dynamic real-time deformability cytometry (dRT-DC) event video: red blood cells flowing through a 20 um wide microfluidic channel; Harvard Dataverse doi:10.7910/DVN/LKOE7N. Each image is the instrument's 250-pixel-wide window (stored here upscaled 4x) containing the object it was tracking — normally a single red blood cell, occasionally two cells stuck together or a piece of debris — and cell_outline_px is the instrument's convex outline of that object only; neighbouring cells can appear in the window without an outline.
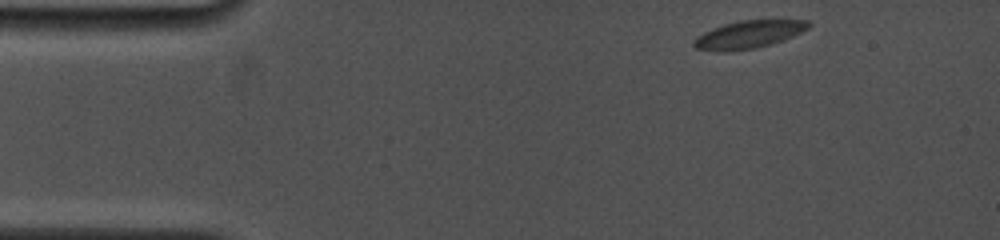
{"species": "common noctule bat (a hibernating species)", "species_latin": "Nyctalus noctula", "temperature_condition": "cold", "stored_images_in_passage": 75, "camera_frame_rate_fps": 5000, "um_per_image_px": 0.085, "animal": {"sex": "female", "body_mass_g": 19.0, "forearm_length_mm": 53.3}, "frame": {"image": 1, "passage_image": 1, "time_ms": 0.0, "image_size_px": [1000, 240], "cell_outline_px": [[812, 24], [808, 28], [792, 36], [772, 44], [756, 48], [724, 52], [696, 48], [692, 44], [704, 32], [724, 24], [740, 20], [808, 20]], "centroid_in_image_um": [63.67, 2.93], "position_along_channel_um": 21.3, "area_um2": 18.21}}
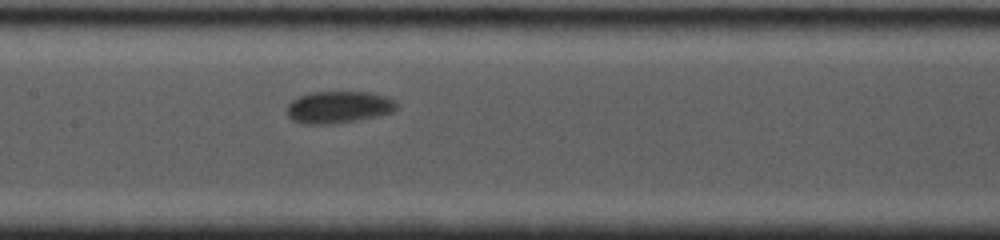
{"frame": {"image": 2, "passage_image": 33, "time_ms": 6.4, "image_size_px": [1000, 240], "cell_outline_px": [[396, 108], [392, 112], [376, 116], [332, 124], [304, 124], [292, 120], [288, 116], [288, 104], [292, 100], [308, 92], [368, 92], [388, 96], [396, 100]], "centroid_in_image_um": [28.77, 9.1], "position_along_channel_um": 178.6, "area_um2": 20.4}}
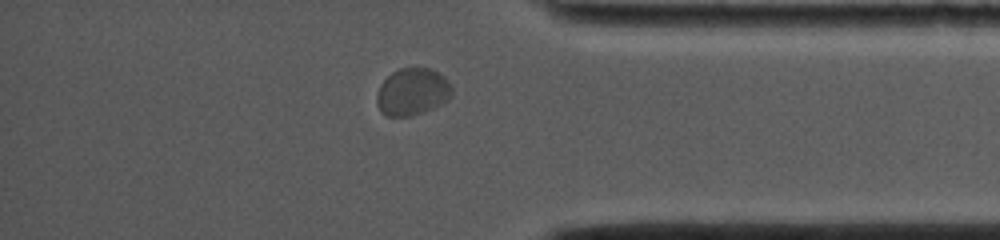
{"frame": {"image": 3, "passage_image": 64, "time_ms": 12.6, "image_size_px": [1000, 240], "cell_outline_px": [[452, 96], [448, 100], [424, 112], [412, 116], [388, 116], [380, 112], [376, 104], [376, 96], [380, 84], [392, 72], [400, 68], [432, 68], [444, 76], [448, 80], [452, 88]], "centroid_in_image_um": [35.05, 7.8], "position_along_channel_um": 400.2, "area_um2": 20.87}, "authors_computed_cell_mechanics": {"area_um2": 19.4208, "velocity_mm_per_s": 3.6313, "shape_relaxation_time_tau1_ms": 1.2707, "shape_relaxation_time_tau2_ms": null, "deformation_change_tau1": 0.0744, "deformation_change_tau2": null}}